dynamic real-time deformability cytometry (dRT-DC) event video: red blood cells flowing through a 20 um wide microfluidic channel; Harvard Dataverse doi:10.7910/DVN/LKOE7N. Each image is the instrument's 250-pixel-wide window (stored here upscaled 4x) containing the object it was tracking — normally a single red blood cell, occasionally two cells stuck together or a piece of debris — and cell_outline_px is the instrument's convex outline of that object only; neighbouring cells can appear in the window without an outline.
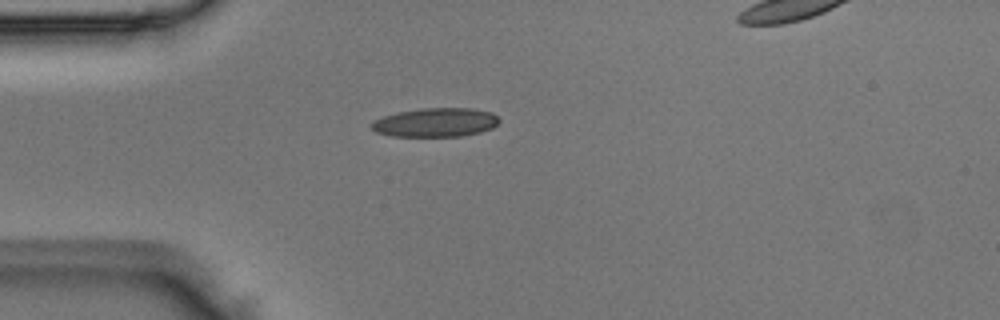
{"species": "Egyptian fruit bat (a non-hibernating species)", "species_latin": "Rousettus aegyptiacus", "temperature_condition": "room temperature", "stored_images_in_passage": 35, "camera_frame_rate_fps": 3000, "um_per_image_px": 0.085, "animal": {"sex": "male"}, "frame": {"image": 1, "passage_image": 1, "time_ms": 0.0, "image_size_px": [1000, 320], "cell_outline_px": [[500, 120], [492, 128], [480, 132], [460, 136], [392, 136], [376, 132], [372, 128], [372, 120], [396, 112], [420, 108], [472, 108], [492, 112]], "centroid_in_image_um": [37.01, 10.4], "position_along_channel_um": 48.0, "area_um2": 21.5}}
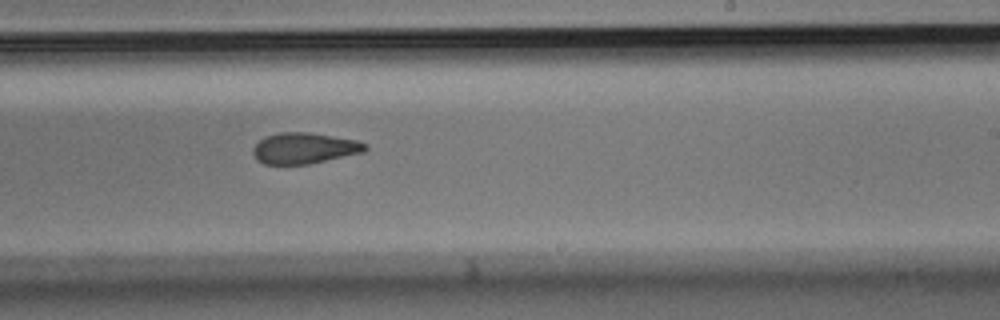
{"frame": {"image": 2, "passage_image": 18, "time_ms": 5.667, "image_size_px": [1000, 320], "cell_outline_px": [[368, 148], [364, 152], [308, 164], [264, 164], [256, 160], [252, 152], [252, 148], [264, 136], [280, 132], [308, 132], [356, 140], [368, 144]], "centroid_in_image_um": [25.84, 12.59], "position_along_channel_um": 263.2, "area_um2": 20.29}}
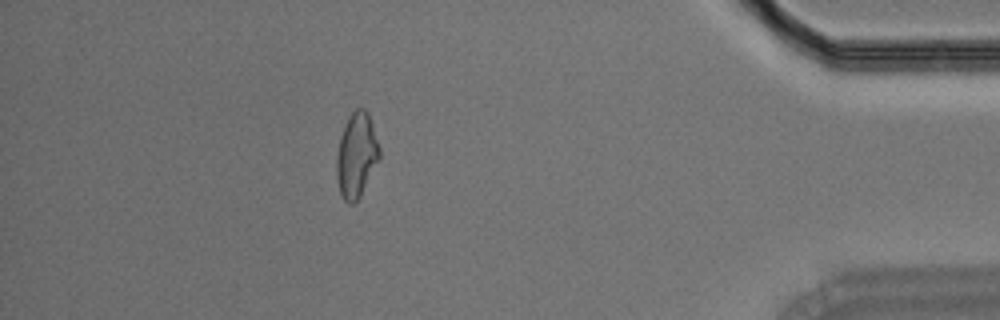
{"frame": {"image": 3, "passage_image": 32, "time_ms": 10.333, "image_size_px": [1000, 320], "cell_outline_px": [[380, 156], [360, 196], [352, 204], [348, 204], [344, 200], [340, 192], [336, 176], [336, 156], [340, 136], [348, 116], [356, 108], [364, 108], [368, 112], [380, 148]], "centroid_in_image_um": [30.28, 13.17], "position_along_channel_um": 404.9, "area_um2": 21.04}}